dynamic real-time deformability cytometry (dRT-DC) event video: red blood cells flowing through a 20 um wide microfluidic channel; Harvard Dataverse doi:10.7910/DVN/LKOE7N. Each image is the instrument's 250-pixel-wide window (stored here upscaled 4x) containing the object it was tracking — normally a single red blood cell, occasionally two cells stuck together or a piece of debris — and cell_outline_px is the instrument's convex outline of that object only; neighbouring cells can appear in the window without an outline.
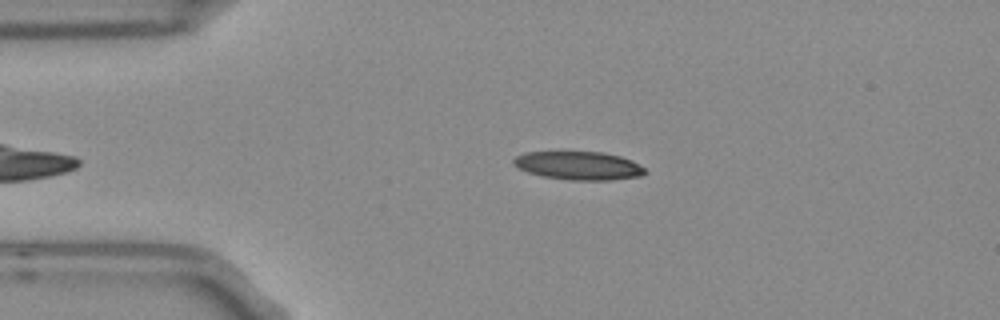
{"species": "Egyptian fruit bat (a non-hibernating species)", "species_latin": "Rousettus aegyptiacus", "temperature_condition": "room temperature", "stored_images_in_passage": 2, "camera_frame_rate_fps": 3000, "um_per_image_px": 0.085, "frame": {"image": 1, "passage_image": 1, "time_ms": 0.0, "image_size_px": [1000, 320], "cell_outline_px": [[648, 172], [644, 176], [612, 180], [568, 180], [540, 176], [516, 168], [512, 164], [512, 160], [516, 156], [524, 152], [604, 152], [620, 156], [632, 160], [644, 168]], "centroid_in_image_um": [49.18, 14.09], "position_along_channel_um": 35.8, "area_um2": 22.08}}